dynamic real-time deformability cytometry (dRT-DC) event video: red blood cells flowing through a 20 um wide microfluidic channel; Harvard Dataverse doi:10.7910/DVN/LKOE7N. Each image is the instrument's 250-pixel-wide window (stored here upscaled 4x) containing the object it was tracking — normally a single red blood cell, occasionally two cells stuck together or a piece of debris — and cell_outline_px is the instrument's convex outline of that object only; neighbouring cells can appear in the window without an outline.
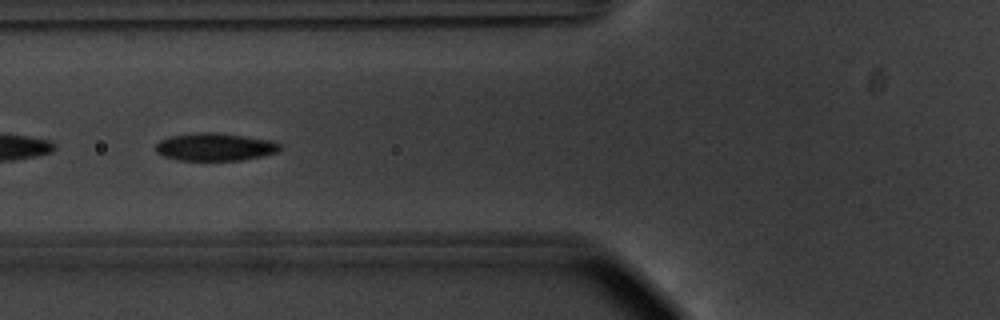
{"species": "common noctule bat (a hibernating species)", "species_latin": "Nyctalus noctula", "temperature_condition": "warm", "stored_images_in_passage": 40, "camera_frame_rate_fps": 3000, "um_per_image_px": 0.085, "animal": {"sex": "male", "body_mass_g": 20.1, "forearm_length_mm": 53.5}, "frame": {"image": 1, "passage_image": 22, "time_ms": 7.0, "image_size_px": [1000, 320], "cell_outline_px": [[280, 148], [276, 152], [260, 156], [240, 160], [176, 160], [164, 156], [156, 152], [156, 144], [160, 140], [172, 136], [196, 132], [216, 132], [272, 140], [280, 144]], "centroid_in_image_um": [18.25, 12.48], "position_along_channel_um": 107.6, "area_um2": 19.94}}
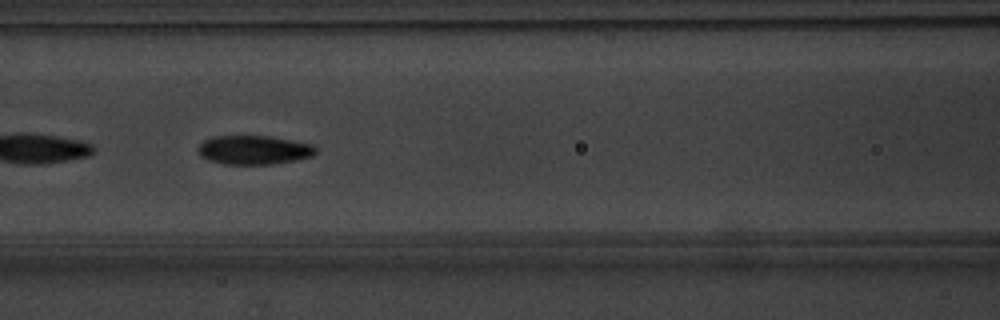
{"frame": {"image": 2, "passage_image": 25, "time_ms": 8.0, "image_size_px": [1000, 320], "cell_outline_px": [[316, 152], [312, 156], [296, 160], [272, 164], [224, 164], [208, 160], [200, 156], [196, 152], [200, 144], [204, 140], [212, 136], [268, 136], [316, 144]], "centroid_in_image_um": [21.58, 12.74], "position_along_channel_um": 145.0, "area_um2": 20.06}}